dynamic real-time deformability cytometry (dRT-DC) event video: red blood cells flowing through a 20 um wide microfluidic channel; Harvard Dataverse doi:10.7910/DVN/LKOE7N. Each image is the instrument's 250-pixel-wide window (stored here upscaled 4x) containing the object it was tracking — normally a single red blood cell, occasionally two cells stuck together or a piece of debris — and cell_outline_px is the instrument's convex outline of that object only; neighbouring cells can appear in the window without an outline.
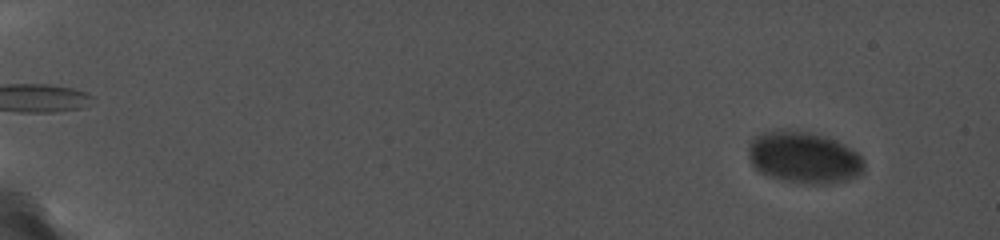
{"species": "common noctule bat (a hibernating species)", "species_latin": "Nyctalus noctula", "temperature_condition": "cold", "stored_images_in_passage": 11, "camera_frame_rate_fps": 5000, "um_per_image_px": 0.085, "animal": {"sex": "female", "body_mass_g": 19.0, "forearm_length_mm": 56.7}, "frame": {"image": 1, "passage_image": 1, "time_ms": 0.0, "image_size_px": [1000, 240], "cell_outline_px": [[864, 172], [860, 176], [832, 184], [800, 184], [780, 180], [768, 176], [760, 172], [752, 164], [748, 156], [748, 148], [752, 140], [756, 136], [772, 132], [804, 132], [820, 136], [832, 140], [856, 152], [864, 160]], "centroid_in_image_um": [68.35, 13.47], "position_along_channel_um": 16.7, "area_um2": 34.16}}